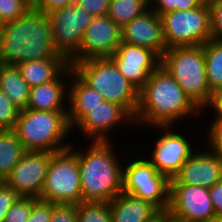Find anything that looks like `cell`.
Listing matches in <instances>:
<instances>
[{"label":"cell","mask_w":222,"mask_h":222,"mask_svg":"<svg viewBox=\"0 0 222 222\" xmlns=\"http://www.w3.org/2000/svg\"><path fill=\"white\" fill-rule=\"evenodd\" d=\"M202 112L168 71L159 65L139 91L134 122L135 127L176 126V122L199 117Z\"/></svg>","instance_id":"cell-1"},{"label":"cell","mask_w":222,"mask_h":222,"mask_svg":"<svg viewBox=\"0 0 222 222\" xmlns=\"http://www.w3.org/2000/svg\"><path fill=\"white\" fill-rule=\"evenodd\" d=\"M64 57L54 48L50 18L30 8L24 15L3 24L0 30V63L22 62Z\"/></svg>","instance_id":"cell-2"},{"label":"cell","mask_w":222,"mask_h":222,"mask_svg":"<svg viewBox=\"0 0 222 222\" xmlns=\"http://www.w3.org/2000/svg\"><path fill=\"white\" fill-rule=\"evenodd\" d=\"M91 142L86 152L83 148L74 150V144L70 146L79 162L82 202L109 203L122 192L124 164L114 153L111 141Z\"/></svg>","instance_id":"cell-3"},{"label":"cell","mask_w":222,"mask_h":222,"mask_svg":"<svg viewBox=\"0 0 222 222\" xmlns=\"http://www.w3.org/2000/svg\"><path fill=\"white\" fill-rule=\"evenodd\" d=\"M14 132L26 151L59 152L69 148L65 143L71 134L68 111L19 110ZM64 140V142H62Z\"/></svg>","instance_id":"cell-4"},{"label":"cell","mask_w":222,"mask_h":222,"mask_svg":"<svg viewBox=\"0 0 222 222\" xmlns=\"http://www.w3.org/2000/svg\"><path fill=\"white\" fill-rule=\"evenodd\" d=\"M73 71L104 100L122 106L133 118L139 105V90L119 71L110 58L71 62Z\"/></svg>","instance_id":"cell-5"},{"label":"cell","mask_w":222,"mask_h":222,"mask_svg":"<svg viewBox=\"0 0 222 222\" xmlns=\"http://www.w3.org/2000/svg\"><path fill=\"white\" fill-rule=\"evenodd\" d=\"M160 65L168 71L184 92L203 109L212 94L207 81L203 45L169 47L163 53Z\"/></svg>","instance_id":"cell-6"},{"label":"cell","mask_w":222,"mask_h":222,"mask_svg":"<svg viewBox=\"0 0 222 222\" xmlns=\"http://www.w3.org/2000/svg\"><path fill=\"white\" fill-rule=\"evenodd\" d=\"M160 18L166 48L204 45L212 39L210 7L207 0L199 7L170 11Z\"/></svg>","instance_id":"cell-7"},{"label":"cell","mask_w":222,"mask_h":222,"mask_svg":"<svg viewBox=\"0 0 222 222\" xmlns=\"http://www.w3.org/2000/svg\"><path fill=\"white\" fill-rule=\"evenodd\" d=\"M39 199L64 204L82 202L79 162L77 154L70 147L52 153Z\"/></svg>","instance_id":"cell-8"},{"label":"cell","mask_w":222,"mask_h":222,"mask_svg":"<svg viewBox=\"0 0 222 222\" xmlns=\"http://www.w3.org/2000/svg\"><path fill=\"white\" fill-rule=\"evenodd\" d=\"M146 158L133 159L123 167L122 191L142 198L160 211L169 207L170 179L159 173Z\"/></svg>","instance_id":"cell-9"},{"label":"cell","mask_w":222,"mask_h":222,"mask_svg":"<svg viewBox=\"0 0 222 222\" xmlns=\"http://www.w3.org/2000/svg\"><path fill=\"white\" fill-rule=\"evenodd\" d=\"M48 16L57 53L70 63L80 61V45L94 16L77 4L54 10Z\"/></svg>","instance_id":"cell-10"},{"label":"cell","mask_w":222,"mask_h":222,"mask_svg":"<svg viewBox=\"0 0 222 222\" xmlns=\"http://www.w3.org/2000/svg\"><path fill=\"white\" fill-rule=\"evenodd\" d=\"M162 132L147 160L156 170L172 179L187 159L195 152L192 140L176 132L173 126H155Z\"/></svg>","instance_id":"cell-11"},{"label":"cell","mask_w":222,"mask_h":222,"mask_svg":"<svg viewBox=\"0 0 222 222\" xmlns=\"http://www.w3.org/2000/svg\"><path fill=\"white\" fill-rule=\"evenodd\" d=\"M51 157L52 152L26 151L2 182L22 197L39 199Z\"/></svg>","instance_id":"cell-12"},{"label":"cell","mask_w":222,"mask_h":222,"mask_svg":"<svg viewBox=\"0 0 222 222\" xmlns=\"http://www.w3.org/2000/svg\"><path fill=\"white\" fill-rule=\"evenodd\" d=\"M168 211L188 222H209L216 216L209 189L199 185L170 184Z\"/></svg>","instance_id":"cell-13"},{"label":"cell","mask_w":222,"mask_h":222,"mask_svg":"<svg viewBox=\"0 0 222 222\" xmlns=\"http://www.w3.org/2000/svg\"><path fill=\"white\" fill-rule=\"evenodd\" d=\"M133 125L134 118L120 105L104 100L91 110L73 127L86 136V140L110 141L108 133L113 134L115 128L122 124ZM113 131V132H112ZM109 136V137H108Z\"/></svg>","instance_id":"cell-14"},{"label":"cell","mask_w":222,"mask_h":222,"mask_svg":"<svg viewBox=\"0 0 222 222\" xmlns=\"http://www.w3.org/2000/svg\"><path fill=\"white\" fill-rule=\"evenodd\" d=\"M109 58L139 91L144 87L149 75L161 63V58L151 49L122 41Z\"/></svg>","instance_id":"cell-15"},{"label":"cell","mask_w":222,"mask_h":222,"mask_svg":"<svg viewBox=\"0 0 222 222\" xmlns=\"http://www.w3.org/2000/svg\"><path fill=\"white\" fill-rule=\"evenodd\" d=\"M121 43V28L107 15L94 17L80 45V61L109 58Z\"/></svg>","instance_id":"cell-16"},{"label":"cell","mask_w":222,"mask_h":222,"mask_svg":"<svg viewBox=\"0 0 222 222\" xmlns=\"http://www.w3.org/2000/svg\"><path fill=\"white\" fill-rule=\"evenodd\" d=\"M221 179L222 157L208 148L205 151L196 149L170 179V184L199 185L209 189Z\"/></svg>","instance_id":"cell-17"},{"label":"cell","mask_w":222,"mask_h":222,"mask_svg":"<svg viewBox=\"0 0 222 222\" xmlns=\"http://www.w3.org/2000/svg\"><path fill=\"white\" fill-rule=\"evenodd\" d=\"M121 41L151 49L160 58L165 52L160 16L149 9L121 28Z\"/></svg>","instance_id":"cell-18"},{"label":"cell","mask_w":222,"mask_h":222,"mask_svg":"<svg viewBox=\"0 0 222 222\" xmlns=\"http://www.w3.org/2000/svg\"><path fill=\"white\" fill-rule=\"evenodd\" d=\"M70 74L71 65H69L54 81L30 87L27 108L42 111H68V105H66L68 104V87L66 84H69ZM62 78H64V80L66 79V81Z\"/></svg>","instance_id":"cell-19"},{"label":"cell","mask_w":222,"mask_h":222,"mask_svg":"<svg viewBox=\"0 0 222 222\" xmlns=\"http://www.w3.org/2000/svg\"><path fill=\"white\" fill-rule=\"evenodd\" d=\"M108 205L112 222H151L160 212L152 203L123 191Z\"/></svg>","instance_id":"cell-20"},{"label":"cell","mask_w":222,"mask_h":222,"mask_svg":"<svg viewBox=\"0 0 222 222\" xmlns=\"http://www.w3.org/2000/svg\"><path fill=\"white\" fill-rule=\"evenodd\" d=\"M72 80V82H71ZM68 84V121L73 127L95 106L104 101V97L88 86L72 69ZM70 85V86H69Z\"/></svg>","instance_id":"cell-21"},{"label":"cell","mask_w":222,"mask_h":222,"mask_svg":"<svg viewBox=\"0 0 222 222\" xmlns=\"http://www.w3.org/2000/svg\"><path fill=\"white\" fill-rule=\"evenodd\" d=\"M69 65L65 57H51L22 62L16 66L27 84L35 87L54 81Z\"/></svg>","instance_id":"cell-22"},{"label":"cell","mask_w":222,"mask_h":222,"mask_svg":"<svg viewBox=\"0 0 222 222\" xmlns=\"http://www.w3.org/2000/svg\"><path fill=\"white\" fill-rule=\"evenodd\" d=\"M0 90L19 110L27 108L30 86L23 79L16 65L0 63Z\"/></svg>","instance_id":"cell-23"},{"label":"cell","mask_w":222,"mask_h":222,"mask_svg":"<svg viewBox=\"0 0 222 222\" xmlns=\"http://www.w3.org/2000/svg\"><path fill=\"white\" fill-rule=\"evenodd\" d=\"M26 150L13 129L0 130V180L12 171Z\"/></svg>","instance_id":"cell-24"},{"label":"cell","mask_w":222,"mask_h":222,"mask_svg":"<svg viewBox=\"0 0 222 222\" xmlns=\"http://www.w3.org/2000/svg\"><path fill=\"white\" fill-rule=\"evenodd\" d=\"M149 9V0H111L107 16L122 28Z\"/></svg>","instance_id":"cell-25"},{"label":"cell","mask_w":222,"mask_h":222,"mask_svg":"<svg viewBox=\"0 0 222 222\" xmlns=\"http://www.w3.org/2000/svg\"><path fill=\"white\" fill-rule=\"evenodd\" d=\"M203 47L207 81L213 92L222 88V41L212 38Z\"/></svg>","instance_id":"cell-26"},{"label":"cell","mask_w":222,"mask_h":222,"mask_svg":"<svg viewBox=\"0 0 222 222\" xmlns=\"http://www.w3.org/2000/svg\"><path fill=\"white\" fill-rule=\"evenodd\" d=\"M78 222H112L108 202H81L77 204Z\"/></svg>","instance_id":"cell-27"},{"label":"cell","mask_w":222,"mask_h":222,"mask_svg":"<svg viewBox=\"0 0 222 222\" xmlns=\"http://www.w3.org/2000/svg\"><path fill=\"white\" fill-rule=\"evenodd\" d=\"M31 8V0H0V19L3 23L18 19Z\"/></svg>","instance_id":"cell-28"},{"label":"cell","mask_w":222,"mask_h":222,"mask_svg":"<svg viewBox=\"0 0 222 222\" xmlns=\"http://www.w3.org/2000/svg\"><path fill=\"white\" fill-rule=\"evenodd\" d=\"M35 199L33 197H21L10 207L3 222H28Z\"/></svg>","instance_id":"cell-29"},{"label":"cell","mask_w":222,"mask_h":222,"mask_svg":"<svg viewBox=\"0 0 222 222\" xmlns=\"http://www.w3.org/2000/svg\"><path fill=\"white\" fill-rule=\"evenodd\" d=\"M19 109L0 90V130L14 129Z\"/></svg>","instance_id":"cell-30"},{"label":"cell","mask_w":222,"mask_h":222,"mask_svg":"<svg viewBox=\"0 0 222 222\" xmlns=\"http://www.w3.org/2000/svg\"><path fill=\"white\" fill-rule=\"evenodd\" d=\"M207 127L205 146L208 143L207 148L222 157V119H213Z\"/></svg>","instance_id":"cell-31"},{"label":"cell","mask_w":222,"mask_h":222,"mask_svg":"<svg viewBox=\"0 0 222 222\" xmlns=\"http://www.w3.org/2000/svg\"><path fill=\"white\" fill-rule=\"evenodd\" d=\"M50 222H78L77 204L54 203Z\"/></svg>","instance_id":"cell-32"},{"label":"cell","mask_w":222,"mask_h":222,"mask_svg":"<svg viewBox=\"0 0 222 222\" xmlns=\"http://www.w3.org/2000/svg\"><path fill=\"white\" fill-rule=\"evenodd\" d=\"M210 7L212 38L222 41V0H207Z\"/></svg>","instance_id":"cell-33"},{"label":"cell","mask_w":222,"mask_h":222,"mask_svg":"<svg viewBox=\"0 0 222 222\" xmlns=\"http://www.w3.org/2000/svg\"><path fill=\"white\" fill-rule=\"evenodd\" d=\"M53 206V202L35 199L28 222H50Z\"/></svg>","instance_id":"cell-34"},{"label":"cell","mask_w":222,"mask_h":222,"mask_svg":"<svg viewBox=\"0 0 222 222\" xmlns=\"http://www.w3.org/2000/svg\"><path fill=\"white\" fill-rule=\"evenodd\" d=\"M22 196L14 189L0 182V222H3L10 207Z\"/></svg>","instance_id":"cell-35"},{"label":"cell","mask_w":222,"mask_h":222,"mask_svg":"<svg viewBox=\"0 0 222 222\" xmlns=\"http://www.w3.org/2000/svg\"><path fill=\"white\" fill-rule=\"evenodd\" d=\"M76 0H31V8L49 14L54 10L71 6Z\"/></svg>","instance_id":"cell-36"},{"label":"cell","mask_w":222,"mask_h":222,"mask_svg":"<svg viewBox=\"0 0 222 222\" xmlns=\"http://www.w3.org/2000/svg\"><path fill=\"white\" fill-rule=\"evenodd\" d=\"M111 0H76L78 6L83 7L94 17L107 15Z\"/></svg>","instance_id":"cell-37"},{"label":"cell","mask_w":222,"mask_h":222,"mask_svg":"<svg viewBox=\"0 0 222 222\" xmlns=\"http://www.w3.org/2000/svg\"><path fill=\"white\" fill-rule=\"evenodd\" d=\"M214 111L215 114L213 119H222V88L212 92L209 102L203 107L202 110ZM208 108V109H207Z\"/></svg>","instance_id":"cell-38"},{"label":"cell","mask_w":222,"mask_h":222,"mask_svg":"<svg viewBox=\"0 0 222 222\" xmlns=\"http://www.w3.org/2000/svg\"><path fill=\"white\" fill-rule=\"evenodd\" d=\"M209 194L216 216H222V179L209 188Z\"/></svg>","instance_id":"cell-39"},{"label":"cell","mask_w":222,"mask_h":222,"mask_svg":"<svg viewBox=\"0 0 222 222\" xmlns=\"http://www.w3.org/2000/svg\"><path fill=\"white\" fill-rule=\"evenodd\" d=\"M150 9L159 16L176 10V0H149Z\"/></svg>","instance_id":"cell-40"},{"label":"cell","mask_w":222,"mask_h":222,"mask_svg":"<svg viewBox=\"0 0 222 222\" xmlns=\"http://www.w3.org/2000/svg\"><path fill=\"white\" fill-rule=\"evenodd\" d=\"M205 0H176V10L184 11L199 7Z\"/></svg>","instance_id":"cell-41"},{"label":"cell","mask_w":222,"mask_h":222,"mask_svg":"<svg viewBox=\"0 0 222 222\" xmlns=\"http://www.w3.org/2000/svg\"><path fill=\"white\" fill-rule=\"evenodd\" d=\"M161 222H188L182 218L176 217L171 214L168 210L161 211Z\"/></svg>","instance_id":"cell-42"},{"label":"cell","mask_w":222,"mask_h":222,"mask_svg":"<svg viewBox=\"0 0 222 222\" xmlns=\"http://www.w3.org/2000/svg\"><path fill=\"white\" fill-rule=\"evenodd\" d=\"M209 222H222V216H214Z\"/></svg>","instance_id":"cell-43"},{"label":"cell","mask_w":222,"mask_h":222,"mask_svg":"<svg viewBox=\"0 0 222 222\" xmlns=\"http://www.w3.org/2000/svg\"><path fill=\"white\" fill-rule=\"evenodd\" d=\"M151 222H161V211L159 212L158 216L154 218Z\"/></svg>","instance_id":"cell-44"},{"label":"cell","mask_w":222,"mask_h":222,"mask_svg":"<svg viewBox=\"0 0 222 222\" xmlns=\"http://www.w3.org/2000/svg\"><path fill=\"white\" fill-rule=\"evenodd\" d=\"M3 21L0 19V30L2 29V27H3Z\"/></svg>","instance_id":"cell-45"}]
</instances>
